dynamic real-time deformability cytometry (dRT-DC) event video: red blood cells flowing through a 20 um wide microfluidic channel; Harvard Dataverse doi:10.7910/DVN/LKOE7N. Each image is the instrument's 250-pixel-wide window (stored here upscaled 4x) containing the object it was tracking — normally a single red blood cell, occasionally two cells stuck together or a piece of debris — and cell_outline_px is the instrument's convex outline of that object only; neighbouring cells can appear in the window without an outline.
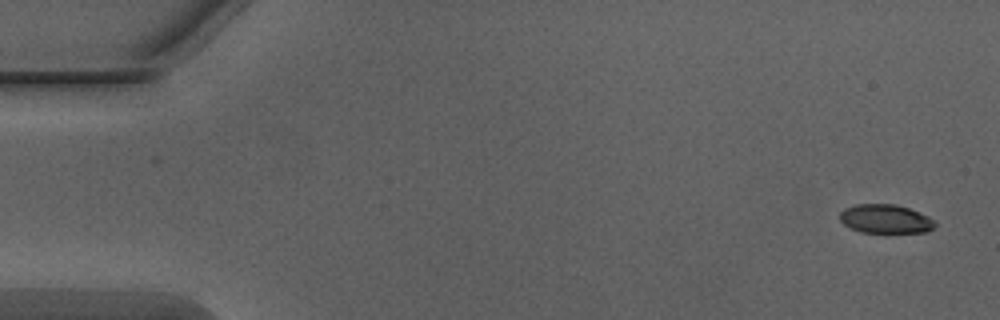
{"species": "Egyptian fruit bat (a non-hibernating species)", "species_latin": "Rousettus aegyptiacus", "temperature_condition": "warm", "stored_images_in_passage": 50, "camera_frame_rate_fps": 3000, "um_per_image_px": 0.085, "animal": {"sex": "male"}, "frame": {"image": 1, "passage_image": 1, "time_ms": 0.0, "image_size_px": [1000, 320], "cell_outline_px": [[936, 224], [928, 232], [860, 232], [844, 224], [840, 220], [840, 212], [844, 208], [856, 204], [896, 204], [920, 212], [936, 220]], "centroid_in_image_um": [75.28, 18.6], "position_along_channel_um": 9.7, "area_um2": 16.01}}
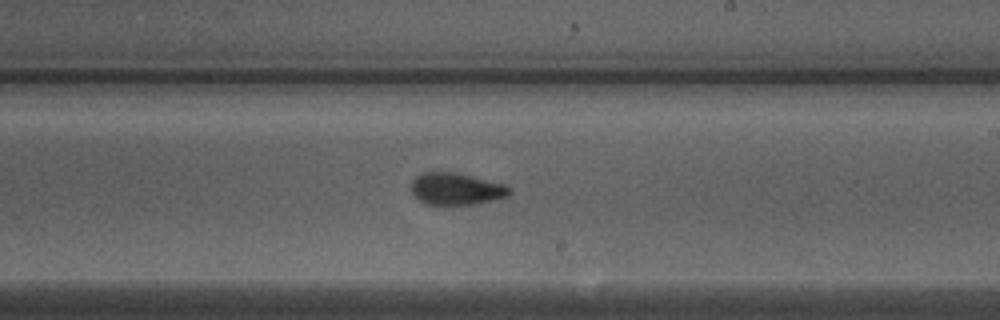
{"frame": {"image": 2, "passage_image": 29, "time_ms": 9.333, "image_size_px": [1000, 320], "cell_outline_px": [[512, 192], [508, 196], [472, 204], [424, 204], [412, 192], [412, 180], [420, 172], [452, 172], [504, 184]], "centroid_in_image_um": [38.73, 16.05], "position_along_channel_um": 250.3, "area_um2": 17.86}}
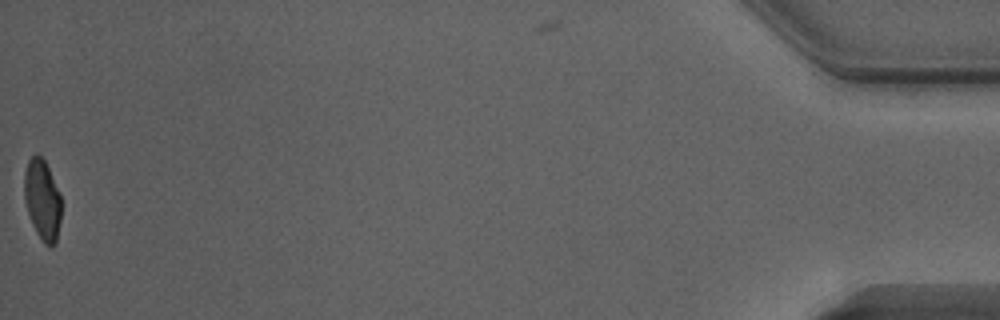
{"frame": {"image": 3, "passage_image": 50, "time_ms": 16.333, "image_size_px": [1000, 320], "cell_outline_px": [[60, 220], [56, 240], [48, 248], [44, 244], [36, 232], [32, 224], [24, 200], [24, 172], [28, 160], [36, 152], [44, 160], [48, 168], [60, 196]], "centroid_in_image_um": [3.57, 16.97], "position_along_channel_um": 431.6, "area_um2": 17.11}, "authors_computed_cell_mechanics": {"area_um2": 18.0625, "velocity_mm_per_s": 4.0673, "shape_relaxation_time_tau1_ms": 4.7754, "shape_relaxation_time_tau2_ms": 1.7059, "deformation_change_tau1": 0.1969, "deformation_change_tau2": 0.0781}}